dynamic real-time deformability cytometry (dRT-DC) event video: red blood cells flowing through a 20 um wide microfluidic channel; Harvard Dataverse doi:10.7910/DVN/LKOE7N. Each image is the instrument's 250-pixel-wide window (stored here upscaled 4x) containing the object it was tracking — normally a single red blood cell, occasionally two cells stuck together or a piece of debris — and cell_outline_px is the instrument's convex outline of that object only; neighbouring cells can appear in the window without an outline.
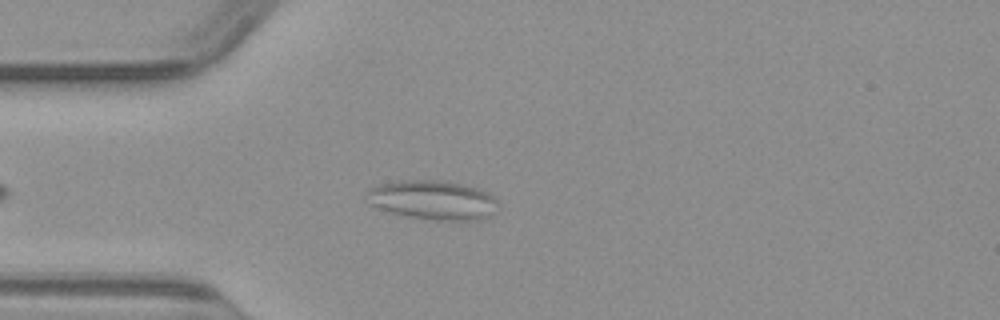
{"species": "common noctule bat (a hibernating species)", "species_latin": "Nyctalus noctula", "temperature_condition": "warm", "stored_images_in_passage": 43, "camera_frame_rate_fps": 3000, "um_per_image_px": 0.085, "animal": {"sex": "male", "body_mass_g": 23.1, "forearm_length_mm": 52.7}, "frame": {"image": 1, "passage_image": 8, "time_ms": 2.333, "image_size_px": [1000, 320], "cell_outline_px": [[496, 200], [484, 216], [480, 220], [436, 220], [412, 216], [392, 212], [380, 208], [372, 204], [368, 192], [372, 188], [380, 184], [408, 180], [440, 180], [460, 184], [476, 188], [492, 196]], "centroid_in_image_um": [36.75, 16.98], "position_along_channel_um": 48.3, "area_um2": 28.44}}
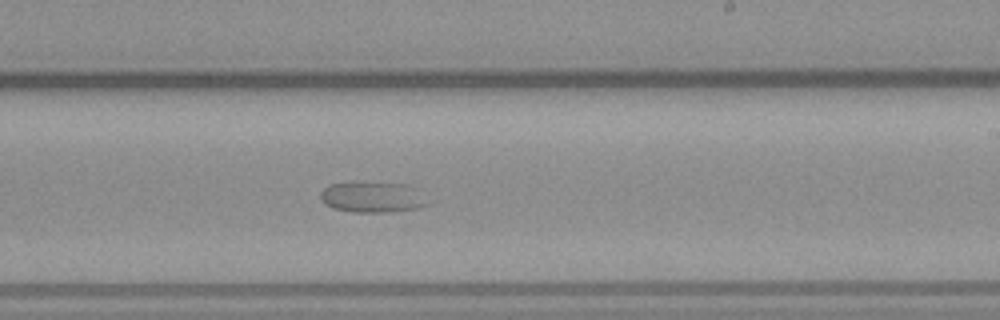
{"frame": {"image": 2, "passage_image": 25, "time_ms": 8.0, "image_size_px": [1000, 320], "cell_outline_px": [[428, 204], [416, 208], [392, 212], [352, 212], [332, 208], [324, 204], [320, 200], [320, 192], [328, 184], [404, 184]], "centroid_in_image_um": [31.49, 16.81], "position_along_channel_um": 257.5, "area_um2": 18.09}}
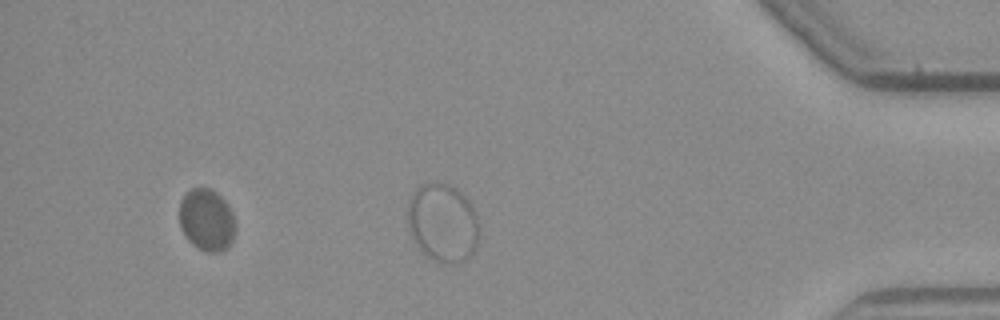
{"frame": {"image": 3, "passage_image": 39, "time_ms": 12.667, "image_size_px": [1000, 320], "cell_outline_px": [[236, 228], [232, 240], [228, 248], [220, 252], [204, 252], [192, 244], [188, 240], [180, 228], [180, 200], [192, 188], [212, 188], [228, 204], [232, 212], [236, 224]], "centroid_in_image_um": [17.59, 18.71], "position_along_channel_um": 417.6, "area_um2": 20.46}}